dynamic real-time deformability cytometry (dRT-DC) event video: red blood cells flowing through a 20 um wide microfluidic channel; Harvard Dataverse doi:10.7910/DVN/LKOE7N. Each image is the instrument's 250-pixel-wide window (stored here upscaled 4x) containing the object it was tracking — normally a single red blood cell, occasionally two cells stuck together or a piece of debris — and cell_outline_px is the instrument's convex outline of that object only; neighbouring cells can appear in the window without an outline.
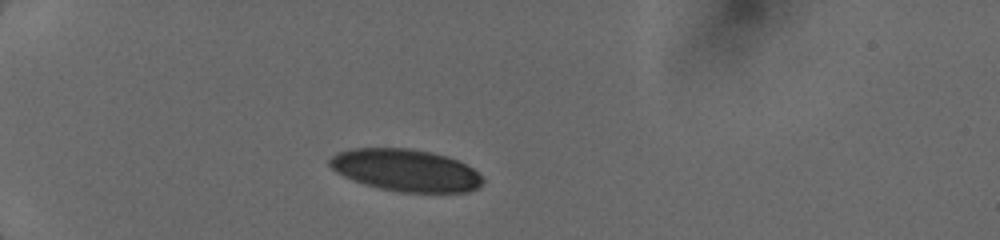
{"species": "human", "species_latin": "Homo sapiens", "temperature_condition": "cold", "stored_images_in_passage": 6, "camera_frame_rate_fps": 3000, "um_per_image_px": 0.085, "donor": {"sex": "female"}, "frame": {"image": 1, "passage_image": 1, "time_ms": 0.0, "image_size_px": [1000, 240], "cell_outline_px": [[484, 180], [476, 188], [468, 192], [400, 192], [380, 188], [364, 184], [352, 180], [336, 172], [328, 164], [328, 160], [336, 152], [348, 148], [408, 148], [432, 152], [456, 160], [472, 168]], "centroid_in_image_um": [34.42, 14.46], "position_along_channel_um": 50.6, "area_um2": 37.45}}
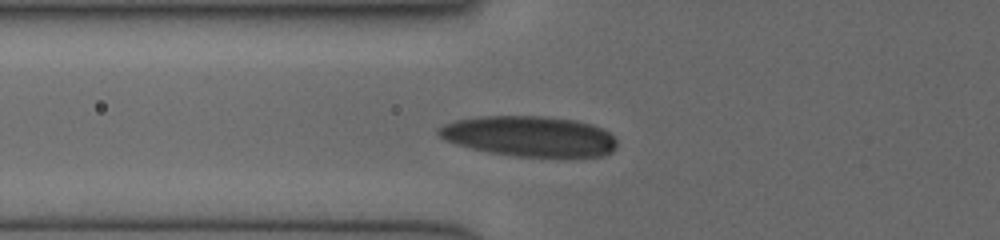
{"frame": {"image": 2, "passage_image": 3, "time_ms": 1.667, "image_size_px": [1000, 240], "cell_outline_px": [[616, 148], [612, 152], [604, 156], [512, 156], [488, 152], [456, 144], [444, 140], [436, 132], [436, 128], [444, 124], [456, 120], [480, 116], [544, 116], [576, 120], [592, 124], [604, 128], [616, 140]], "centroid_in_image_um": [44.99, 11.57], "position_along_channel_um": 80.8, "area_um2": 42.14}}
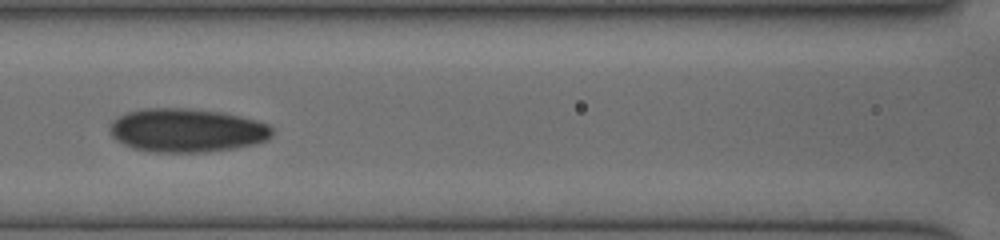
{"frame": {"image": 3, "passage_image": 5, "time_ms": 3.333, "image_size_px": [1000, 240], "cell_outline_px": [[272, 136], [268, 140], [256, 144], [236, 148], [208, 152], [152, 152], [132, 148], [116, 140], [112, 136], [112, 124], [120, 116], [128, 112], [148, 108], [188, 108], [224, 112], [256, 120], [268, 124], [272, 128]], "centroid_in_image_um": [15.95, 11.09], "position_along_channel_um": 150.7, "area_um2": 41.27}}